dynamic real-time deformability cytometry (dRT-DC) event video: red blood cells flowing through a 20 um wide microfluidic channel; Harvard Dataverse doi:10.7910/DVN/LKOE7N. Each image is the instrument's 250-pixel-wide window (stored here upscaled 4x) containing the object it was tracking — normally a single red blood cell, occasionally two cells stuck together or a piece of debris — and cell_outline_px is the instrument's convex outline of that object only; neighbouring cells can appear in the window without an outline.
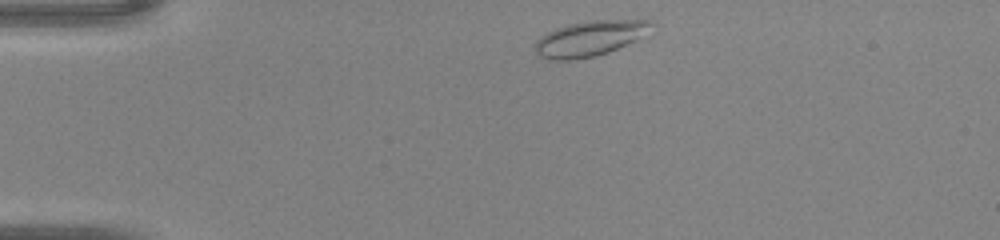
{"species": "common noctule bat (a hibernating species)", "species_latin": "Nyctalus noctula", "temperature_condition": "warm", "stored_images_in_passage": 38, "camera_frame_rate_fps": 3000, "um_per_image_px": 0.085, "animal": {"sex": "male", "body_mass_g": 20.0, "forearm_length_mm": 53.3}, "frame": {"image": 1, "passage_image": 2, "time_ms": 0.333, "image_size_px": [1000, 240], "cell_outline_px": [[652, 24], [632, 40], [608, 52], [596, 56], [568, 60], [548, 60], [536, 56], [536, 40], [540, 36], [556, 28], [568, 24], [588, 20], [652, 20]], "centroid_in_image_um": [49.98, 3.28], "position_along_channel_um": 35.0, "area_um2": 23.24}}
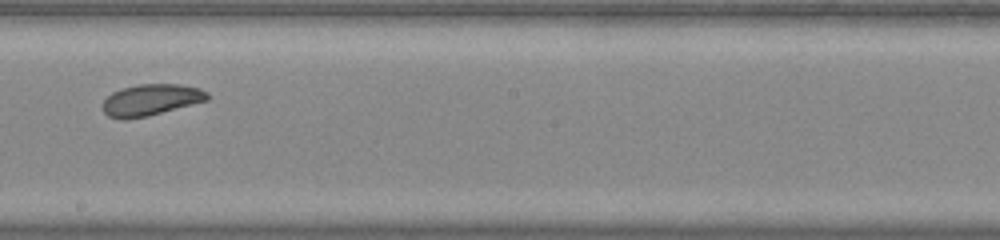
{"frame": {"image": 2, "passage_image": 19, "time_ms": 6.0, "image_size_px": [1000, 240], "cell_outline_px": [[208, 100], [148, 116], [124, 120], [120, 120], [108, 116], [104, 112], [104, 100], [112, 92], [120, 88], [140, 84], [180, 84], [200, 88], [208, 92]], "centroid_in_image_um": [12.82, 8.49], "position_along_channel_um": 235.4, "area_um2": 19.19}}
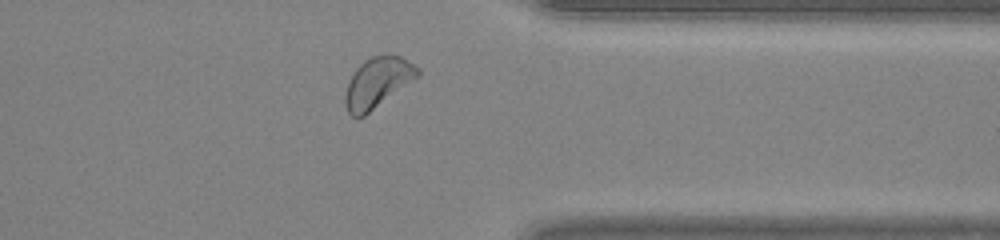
{"frame": {"image": 3, "passage_image": 29, "time_ms": 9.333, "image_size_px": [1000, 240], "cell_outline_px": [[420, 76], [364, 116], [356, 120], [348, 112], [344, 104], [344, 96], [348, 80], [356, 68], [364, 60], [372, 56], [400, 56], [420, 68]], "centroid_in_image_um": [32.07, 7.05], "position_along_channel_um": 379.3, "area_um2": 21.33}}